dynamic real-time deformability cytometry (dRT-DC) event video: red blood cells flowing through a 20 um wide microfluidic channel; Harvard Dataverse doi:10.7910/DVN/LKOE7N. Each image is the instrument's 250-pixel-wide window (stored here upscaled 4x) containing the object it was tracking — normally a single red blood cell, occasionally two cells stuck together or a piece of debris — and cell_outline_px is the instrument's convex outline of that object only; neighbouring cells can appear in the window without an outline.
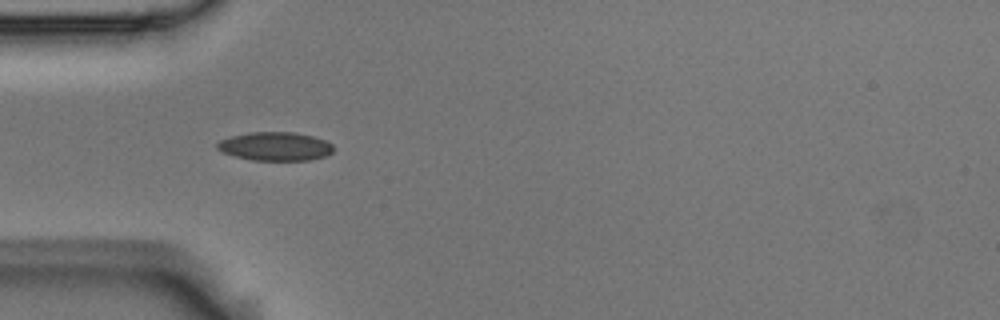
{"species": "Egyptian fruit bat (a non-hibernating species)", "species_latin": "Rousettus aegyptiacus", "temperature_condition": "room temperature", "stored_images_in_passage": 8, "camera_frame_rate_fps": 3000, "um_per_image_px": 0.085, "animal": {"sex": "male"}, "frame": {"image": 1, "passage_image": 5, "time_ms": 1.333, "image_size_px": [1000, 320], "cell_outline_px": [[336, 148], [328, 156], [308, 160], [252, 160], [236, 156], [224, 152], [216, 148], [216, 144], [220, 140], [232, 136], [248, 132], [296, 132], [312, 136], [324, 140], [332, 144]], "centroid_in_image_um": [23.44, 12.44], "position_along_channel_um": 61.6, "area_um2": 19.42}}
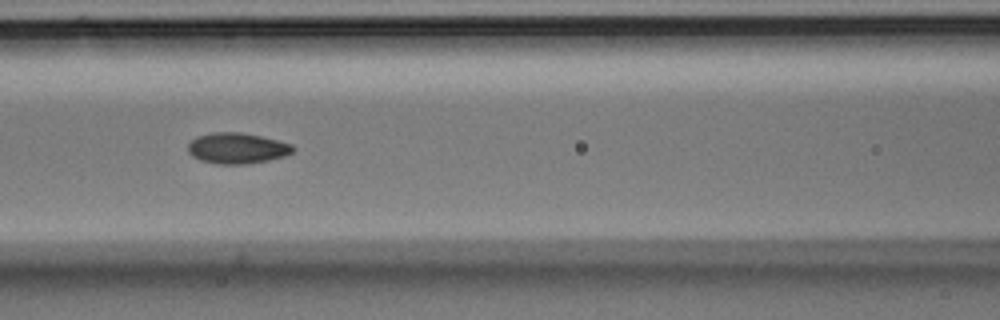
{"frame": {"image": 2, "passage_image": 7, "time_ms": 2.0, "image_size_px": [1000, 320], "cell_outline_px": [[296, 148], [292, 152], [284, 156], [268, 160], [248, 164], [216, 164], [200, 160], [192, 156], [188, 152], [188, 144], [196, 136], [212, 132], [240, 132], [260, 136], [292, 144]], "centroid_in_image_um": [20.13, 12.6], "position_along_channel_um": 146.5, "area_um2": 18.9}}
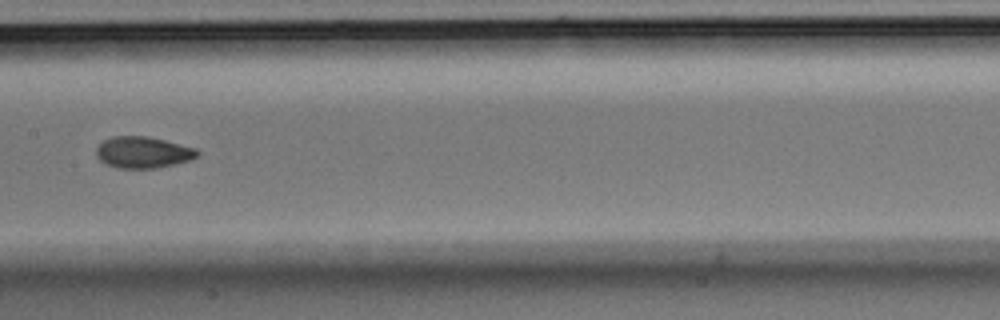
{"frame": {"image": 3, "passage_image": 8, "time_ms": 2.333, "image_size_px": [1000, 320], "cell_outline_px": [[200, 156], [192, 160], [156, 168], [116, 168], [104, 164], [96, 156], [96, 148], [104, 140], [112, 136], [148, 136], [196, 148], [200, 152]], "centroid_in_image_um": [12.17, 12.95], "position_along_channel_um": 195.2, "area_um2": 18.73}}